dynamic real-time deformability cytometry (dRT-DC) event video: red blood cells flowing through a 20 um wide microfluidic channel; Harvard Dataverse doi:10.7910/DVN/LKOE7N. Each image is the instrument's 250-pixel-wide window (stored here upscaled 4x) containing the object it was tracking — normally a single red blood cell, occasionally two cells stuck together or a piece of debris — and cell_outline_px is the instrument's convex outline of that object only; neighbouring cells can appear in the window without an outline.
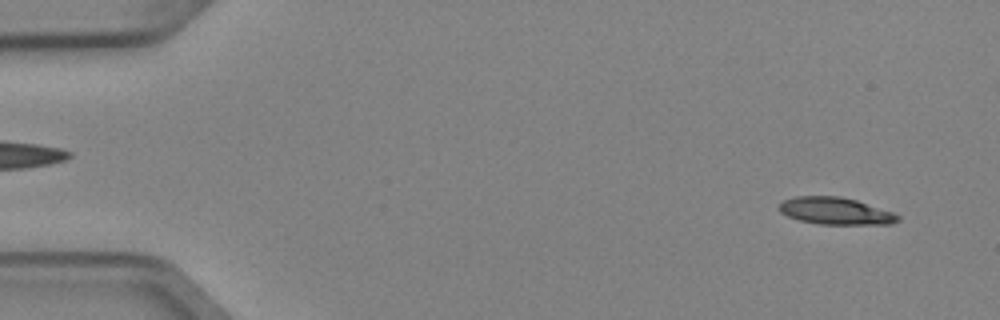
{"species": "Egyptian fruit bat (a non-hibernating species)", "species_latin": "Rousettus aegyptiacus", "temperature_condition": "cold", "stored_images_in_passage": 2, "camera_frame_rate_fps": 3000, "um_per_image_px": 0.085, "animal": {"sex": "female"}, "frame": {"image": 1, "passage_image": 2, "time_ms": 0.333, "image_size_px": [1000, 320], "cell_outline_px": [[900, 220], [892, 224], [820, 224], [800, 220], [788, 216], [780, 212], [776, 208], [784, 200], [796, 196], [840, 196], [856, 200], [892, 212], [900, 216]], "centroid_in_image_um": [71.0, 17.93], "position_along_channel_um": 14.0, "area_um2": 18.67}}